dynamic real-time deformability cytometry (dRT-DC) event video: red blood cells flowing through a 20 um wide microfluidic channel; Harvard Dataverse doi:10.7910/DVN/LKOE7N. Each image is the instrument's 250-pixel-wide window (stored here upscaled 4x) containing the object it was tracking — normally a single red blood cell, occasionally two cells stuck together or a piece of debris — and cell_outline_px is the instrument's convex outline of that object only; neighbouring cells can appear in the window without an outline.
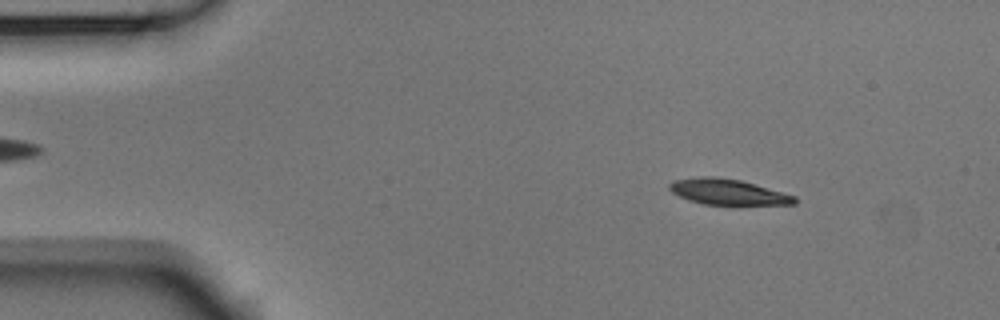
{"species": "Egyptian fruit bat (a non-hibernating species)", "species_latin": "Rousettus aegyptiacus", "temperature_condition": "room temperature", "stored_images_in_passage": 54, "camera_frame_rate_fps": 3000, "um_per_image_px": 0.085, "animal": {"sex": "male"}, "frame": {"image": 1, "passage_image": 7, "time_ms": 2.0, "image_size_px": [1000, 320], "cell_outline_px": [[796, 204], [704, 204], [688, 200], [672, 192], [668, 188], [668, 184], [672, 180], [700, 176], [712, 176], [740, 180], [796, 196]], "centroid_in_image_um": [61.81, 16.3], "position_along_channel_um": 23.2, "area_um2": 18.5}}
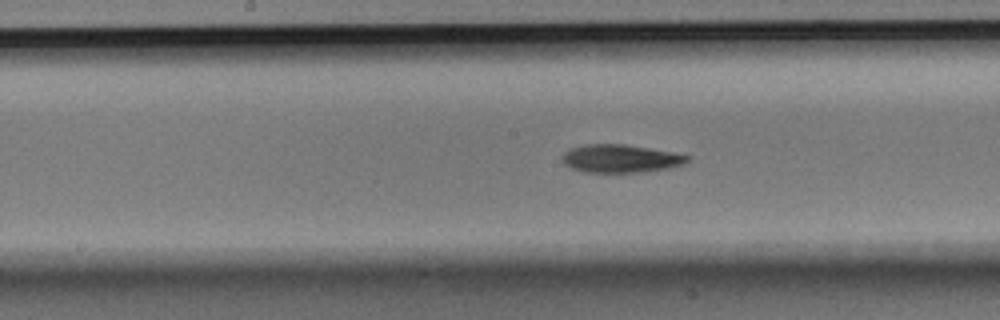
{"frame": {"image": 2, "passage_image": 27, "time_ms": 8.667, "image_size_px": [1000, 320], "cell_outline_px": [[692, 156], [684, 164], [668, 168], [644, 172], [584, 172], [572, 168], [564, 164], [560, 156], [564, 152], [572, 148], [588, 144], [624, 144], [672, 152]], "centroid_in_image_um": [52.74, 13.48], "position_along_channel_um": 195.5, "area_um2": 20.4}}
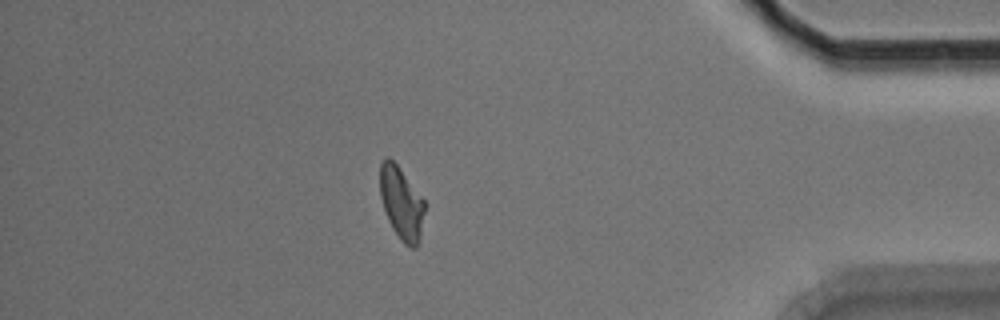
{"frame": {"image": 3, "passage_image": 47, "time_ms": 15.333, "image_size_px": [1000, 320], "cell_outline_px": [[424, 212], [420, 240], [416, 248], [412, 248], [404, 244], [400, 240], [392, 228], [388, 220], [380, 196], [380, 164], [388, 156], [396, 164], [424, 200]], "centroid_in_image_um": [34.12, 17.31], "position_along_channel_um": 401.1, "area_um2": 18.67}, "authors_computed_cell_mechanics": {"area_um2": 19.9121, "velocity_mm_per_s": 3.6779, "shape_relaxation_time_tau1_ms": 3.5984, "shape_relaxation_time_tau2_ms": null, "deformation_change_tau1": 0.1454, "deformation_change_tau2": null}}